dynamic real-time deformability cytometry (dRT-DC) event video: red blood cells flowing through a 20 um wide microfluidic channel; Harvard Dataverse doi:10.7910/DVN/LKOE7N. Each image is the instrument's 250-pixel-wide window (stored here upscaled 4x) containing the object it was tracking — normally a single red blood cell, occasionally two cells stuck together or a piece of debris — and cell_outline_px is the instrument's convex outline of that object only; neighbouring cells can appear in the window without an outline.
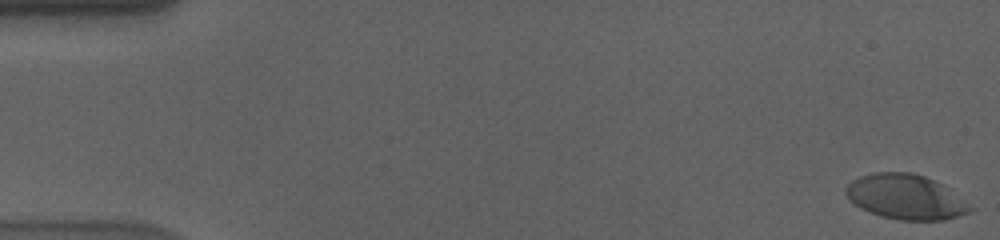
{"species": "human", "species_latin": "Homo sapiens", "temperature_condition": "cold", "stored_images_in_passage": 58, "camera_frame_rate_fps": 3000, "um_per_image_px": 0.085, "donor": {"sex": "male"}, "frame": {"image": 1, "passage_image": 1, "time_ms": 0.0, "image_size_px": [1000, 240], "cell_outline_px": [[976, 208], [968, 212], [944, 220], [900, 220], [880, 216], [868, 212], [852, 204], [848, 200], [844, 192], [844, 188], [852, 180], [860, 176], [876, 172], [912, 172], [924, 176], [940, 184]], "centroid_in_image_um": [76.91, 16.74], "position_along_channel_um": 8.1, "area_um2": 32.48}}
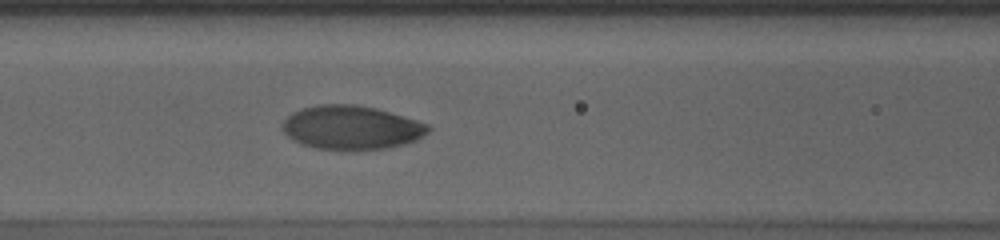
{"frame": {"image": 2, "passage_image": 25, "time_ms": 8.0, "image_size_px": [1000, 240], "cell_outline_px": [[432, 128], [428, 132], [416, 140], [408, 144], [388, 148], [344, 152], [316, 148], [300, 144], [292, 140], [280, 128], [284, 120], [292, 112], [316, 104], [356, 104], [376, 108], [404, 116], [428, 124]], "centroid_in_image_um": [29.86, 10.87], "position_along_channel_um": 136.7, "area_um2": 38.09}}
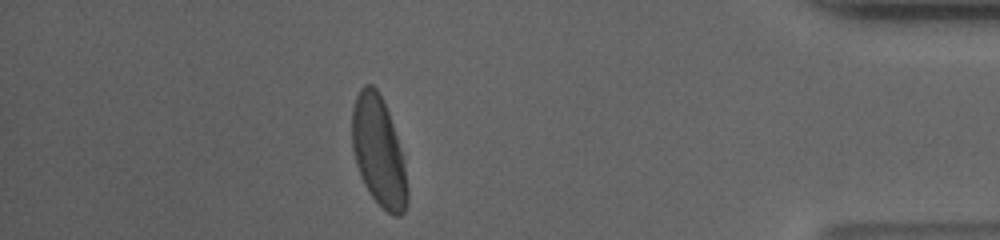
{"frame": {"image": 3, "passage_image": 51, "time_ms": 16.667, "image_size_px": [1000, 240], "cell_outline_px": [[408, 204], [404, 212], [400, 216], [392, 216], [368, 192], [360, 176], [356, 164], [352, 148], [352, 108], [356, 96], [360, 88], [364, 84], [372, 84], [380, 92], [388, 112], [404, 160], [408, 188]], "centroid_in_image_um": [32.18, 12.88], "position_along_channel_um": 403.0, "area_um2": 35.43}, "authors_computed_cell_mechanics": {"area_um2": 36.0094, "velocity_mm_per_s": 3.5599, "shape_relaxation_time_tau1_ms": 3.3189, "shape_relaxation_time_tau2_ms": null, "deformation_change_tau1": 0.1683, "deformation_change_tau2": null}}